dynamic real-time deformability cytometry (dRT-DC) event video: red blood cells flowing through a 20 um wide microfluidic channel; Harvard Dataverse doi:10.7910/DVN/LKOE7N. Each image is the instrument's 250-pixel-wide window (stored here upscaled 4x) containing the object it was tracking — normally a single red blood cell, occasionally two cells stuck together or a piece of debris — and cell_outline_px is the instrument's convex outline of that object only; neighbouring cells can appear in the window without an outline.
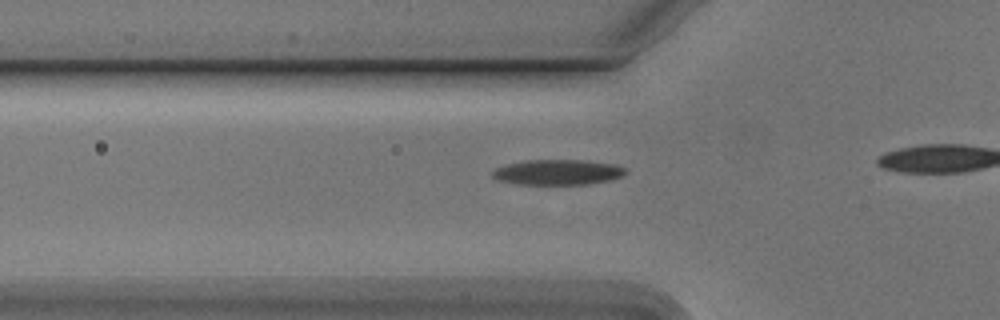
{"species": "Egyptian fruit bat (a non-hibernating species)", "species_latin": "Rousettus aegyptiacus", "temperature_condition": "cold", "stored_images_in_passage": 20, "camera_frame_rate_fps": 3000, "um_per_image_px": 0.085, "animal": {"sex": "male"}, "frame": {"image": 1, "passage_image": 11, "time_ms": 3.333, "image_size_px": [1000, 320], "cell_outline_px": [[628, 172], [624, 176], [608, 180], [588, 184], [520, 184], [500, 180], [492, 176], [492, 172], [496, 168], [508, 164], [528, 160], [580, 160], [616, 164], [624, 168]], "centroid_in_image_um": [47.46, 14.63], "position_along_channel_um": 78.3, "area_um2": 19.42}}
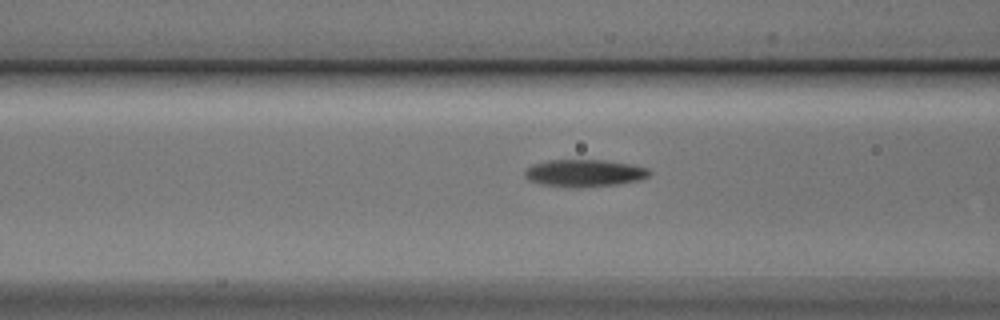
{"frame": {"image": 2, "passage_image": 14, "time_ms": 4.333, "image_size_px": [1000, 320], "cell_outline_px": [[652, 172], [648, 176], [640, 180], [616, 184], [580, 188], [576, 188], [544, 184], [532, 180], [524, 176], [524, 172], [532, 164], [548, 160], [604, 160], [628, 164], [648, 168]], "centroid_in_image_um": [49.69, 14.71], "position_along_channel_um": 116.9, "area_um2": 19.59}}
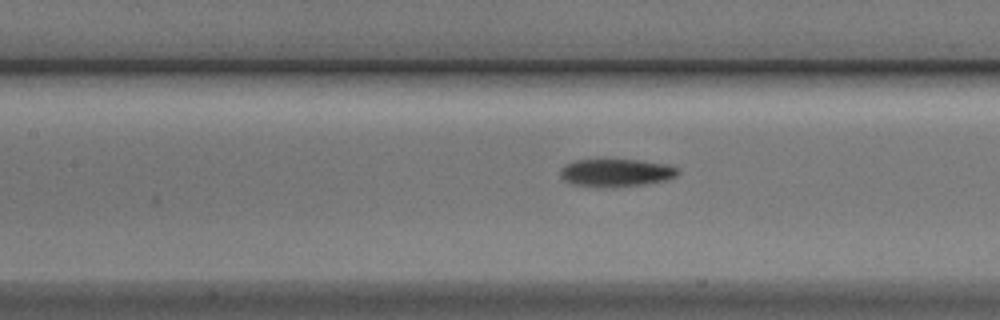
{"frame": {"image": 3, "passage_image": 17, "time_ms": 5.333, "image_size_px": [1000, 320], "cell_outline_px": [[680, 172], [676, 176], [664, 180], [648, 184], [572, 184], [564, 180], [560, 176], [560, 172], [564, 164], [576, 160], [640, 160], [668, 164], [680, 168]], "centroid_in_image_um": [52.43, 14.62], "position_along_channel_um": 155.0, "area_um2": 18.15}}